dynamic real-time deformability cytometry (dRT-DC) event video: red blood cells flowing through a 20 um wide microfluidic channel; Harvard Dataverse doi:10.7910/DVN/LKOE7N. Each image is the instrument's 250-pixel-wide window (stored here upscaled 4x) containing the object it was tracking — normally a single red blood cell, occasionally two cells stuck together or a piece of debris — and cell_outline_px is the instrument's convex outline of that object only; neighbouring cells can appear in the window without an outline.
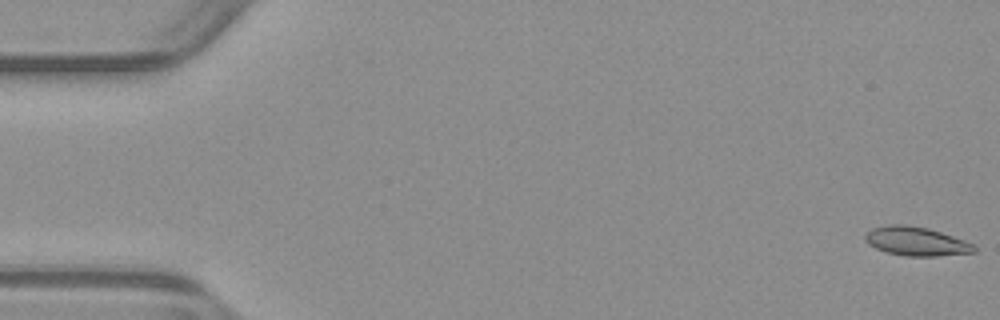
{"species": "common noctule bat (a hibernating species)", "species_latin": "Nyctalus noctula", "temperature_condition": "warm", "stored_images_in_passage": 53, "camera_frame_rate_fps": 3000, "um_per_image_px": 0.085, "animal": {"sex": "male", "body_mass_g": 23.1, "forearm_length_mm": 52.7}, "frame": {"image": 1, "passage_image": 1, "time_ms": 0.0, "image_size_px": [1000, 320], "cell_outline_px": [[976, 252], [936, 256], [904, 256], [888, 252], [876, 248], [868, 244], [864, 240], [864, 236], [872, 228], [888, 224], [904, 224], [928, 228], [964, 240], [972, 244], [976, 248]], "centroid_in_image_um": [77.85, 20.51], "position_along_channel_um": 7.2, "area_um2": 18.26}}
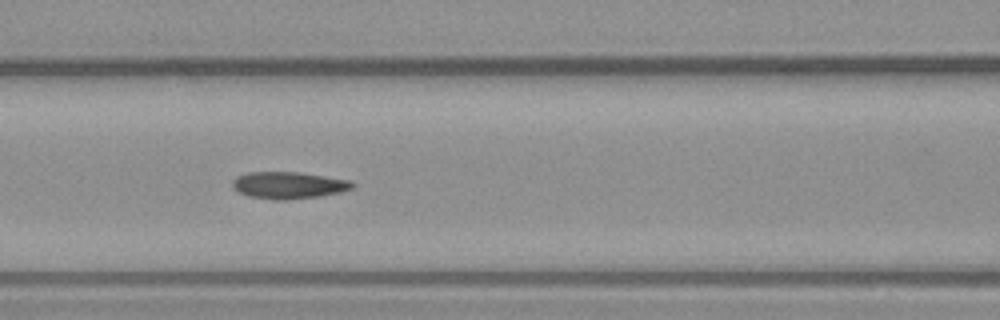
{"frame": {"image": 2, "passage_image": 23, "time_ms": 7.333, "image_size_px": [1000, 320], "cell_outline_px": [[356, 184], [352, 188], [340, 192], [320, 196], [288, 200], [272, 200], [248, 196], [232, 188], [232, 180], [236, 176], [248, 172], [300, 172], [352, 180]], "centroid_in_image_um": [24.53, 15.74], "position_along_channel_um": 142.1, "area_um2": 19.07}}
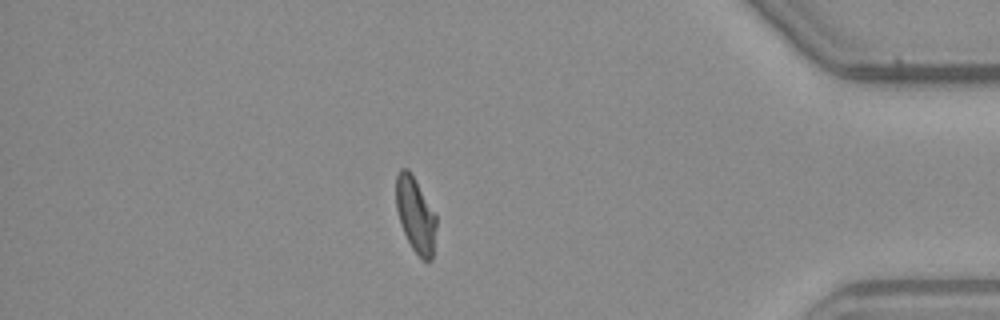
{"frame": {"image": 3, "passage_image": 46, "time_ms": 15.0, "image_size_px": [1000, 320], "cell_outline_px": [[436, 228], [432, 260], [428, 264], [412, 248], [400, 224], [396, 208], [396, 176], [400, 168], [408, 168], [436, 212]], "centroid_in_image_um": [35.33, 18.25], "position_along_channel_um": 399.9, "area_um2": 17.8}, "authors_computed_cell_mechanics": {"area_um2": 18.496, "velocity_mm_per_s": 3.9016, "shape_relaxation_time_tau1_ms": 8.1355, "shape_relaxation_time_tau2_ms": 2.0749, "deformation_change_tau1": 0.218, "deformation_change_tau2": 0.0842}}